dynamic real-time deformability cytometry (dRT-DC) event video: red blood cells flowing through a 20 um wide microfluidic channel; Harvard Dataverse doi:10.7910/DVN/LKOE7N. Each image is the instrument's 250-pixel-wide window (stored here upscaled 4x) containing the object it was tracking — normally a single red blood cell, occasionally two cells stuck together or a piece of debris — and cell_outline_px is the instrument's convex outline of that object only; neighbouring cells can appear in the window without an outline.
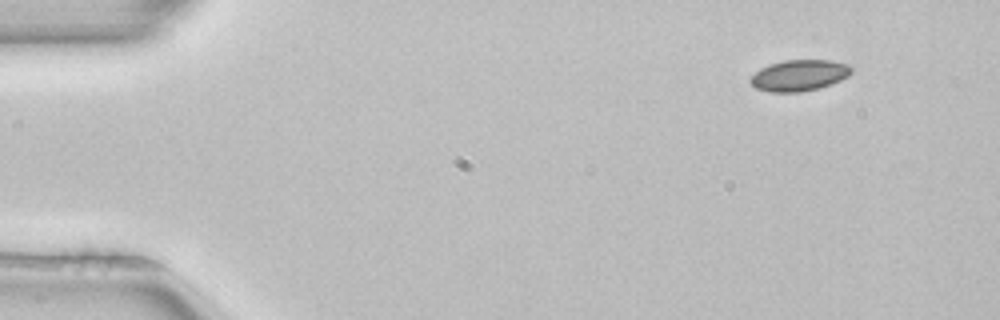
{"species": "common noctule bat (a hibernating species)", "species_latin": "Nyctalus noctula", "temperature_condition": "room temperature", "stored_images_in_passage": 3, "camera_frame_rate_fps": 3000, "um_per_image_px": 0.085, "animal": {"sex": "female", "body_mass_g": 22.7, "forearm_length_mm": 54.2}, "frame": {"image": 1, "passage_image": 1, "time_ms": 0.0, "image_size_px": [1000, 320], "cell_outline_px": [[852, 72], [848, 76], [840, 80], [820, 88], [800, 92], [768, 92], [756, 88], [748, 80], [760, 68], [768, 64], [784, 60], [832, 60], [848, 64], [852, 68]], "centroid_in_image_um": [67.93, 6.4], "position_along_channel_um": 17.1, "area_um2": 18.44}}
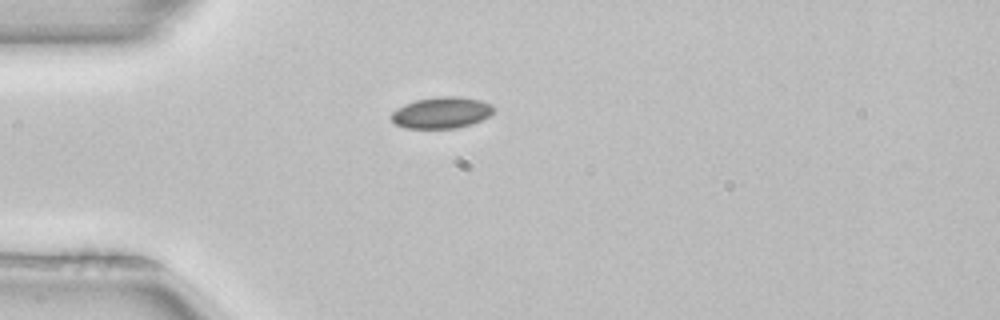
{"frame": {"image": 2, "passage_image": 3, "time_ms": 0.667, "image_size_px": [1000, 320], "cell_outline_px": [[492, 112], [488, 116], [472, 124], [456, 128], [404, 128], [396, 124], [388, 116], [396, 108], [404, 104], [416, 100], [444, 96], [460, 96], [480, 100], [492, 104]], "centroid_in_image_um": [37.48, 9.58], "position_along_channel_um": 47.5, "area_um2": 18.67}}